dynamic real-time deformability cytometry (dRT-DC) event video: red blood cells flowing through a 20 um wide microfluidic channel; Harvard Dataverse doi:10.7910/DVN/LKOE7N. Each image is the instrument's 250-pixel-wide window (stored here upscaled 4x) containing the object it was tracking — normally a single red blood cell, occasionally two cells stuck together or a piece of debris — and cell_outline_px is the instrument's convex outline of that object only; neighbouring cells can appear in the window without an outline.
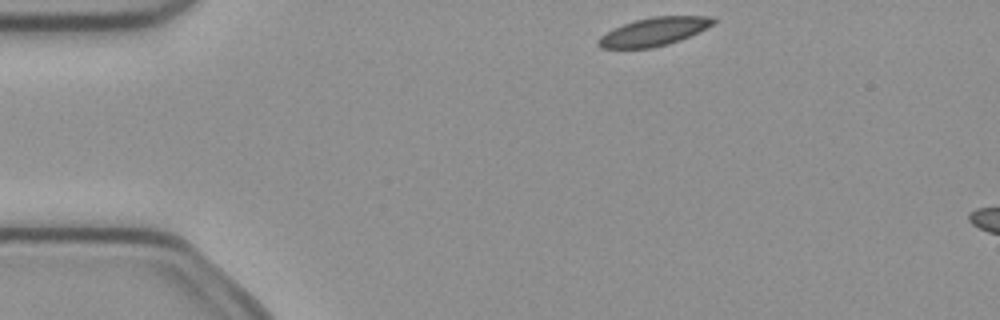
{"species": "common noctule bat (a hibernating species)", "species_latin": "Nyctalus noctula", "temperature_condition": "cold", "stored_images_in_passage": 3, "camera_frame_rate_fps": 3000, "um_per_image_px": 0.085, "animal": {"sex": "female", "body_mass_g": 21.9}, "frame": {"image": 1, "passage_image": 1, "time_ms": 0.0, "image_size_px": [1000, 320], "cell_outline_px": [[716, 24], [680, 40], [668, 44], [652, 48], [600, 48], [596, 44], [596, 40], [600, 36], [624, 24], [636, 20], [652, 16], [712, 16], [716, 20]], "centroid_in_image_um": [55.61, 2.69], "position_along_channel_um": 29.4, "area_um2": 18.9}}